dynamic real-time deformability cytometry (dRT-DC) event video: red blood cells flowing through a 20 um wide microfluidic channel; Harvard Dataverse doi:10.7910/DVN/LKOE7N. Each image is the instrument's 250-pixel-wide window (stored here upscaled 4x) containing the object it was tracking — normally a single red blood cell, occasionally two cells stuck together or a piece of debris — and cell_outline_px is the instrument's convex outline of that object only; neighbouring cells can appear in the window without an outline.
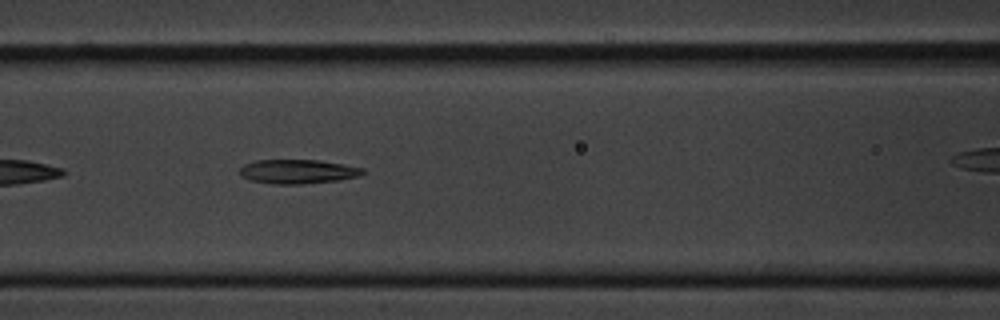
{"species": "common noctule bat (a hibernating species)", "species_latin": "Nyctalus noctula", "temperature_condition": "cold", "stored_images_in_passage": 9, "camera_frame_rate_fps": 3000, "um_per_image_px": 0.085, "animal": {"sex": "male", "body_mass_g": 20.1, "forearm_length_mm": 53.5}, "frame": {"image": 1, "passage_image": 7, "time_ms": 7.0, "image_size_px": [1000, 320], "cell_outline_px": [[368, 172], [360, 176], [340, 180], [300, 184], [276, 184], [252, 180], [240, 176], [240, 168], [244, 164], [256, 160], [320, 160], [364, 168]], "centroid_in_image_um": [25.36, 14.58], "position_along_channel_um": 141.2, "area_um2": 17.4}}